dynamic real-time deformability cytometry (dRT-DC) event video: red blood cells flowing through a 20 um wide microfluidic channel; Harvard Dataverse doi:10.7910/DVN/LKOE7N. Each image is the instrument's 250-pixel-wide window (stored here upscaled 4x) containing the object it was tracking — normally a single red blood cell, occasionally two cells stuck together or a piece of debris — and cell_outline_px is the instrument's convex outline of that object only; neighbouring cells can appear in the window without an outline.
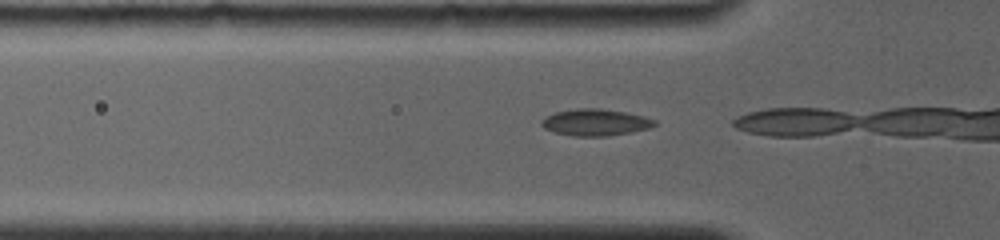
{"species": "common noctule bat (a hibernating species)", "species_latin": "Nyctalus noctula", "temperature_condition": "room temperature", "stored_images_in_passage": 3, "camera_frame_rate_fps": 4000, "um_per_image_px": 0.085, "animal": {"sex": "female", "body_mass_g": 19.0, "forearm_length_mm": 56.7}, "frame": {"image": 1, "passage_image": 2, "time_ms": 0.25, "image_size_px": [1000, 240], "cell_outline_px": [[656, 124], [648, 128], [608, 136], [576, 136], [556, 132], [544, 128], [540, 124], [540, 120], [544, 116], [556, 112], [576, 108], [600, 108], [624, 112], [644, 116], [656, 120]], "centroid_in_image_um": [50.57, 10.39], "position_along_channel_um": 75.2, "area_um2": 17.46}}